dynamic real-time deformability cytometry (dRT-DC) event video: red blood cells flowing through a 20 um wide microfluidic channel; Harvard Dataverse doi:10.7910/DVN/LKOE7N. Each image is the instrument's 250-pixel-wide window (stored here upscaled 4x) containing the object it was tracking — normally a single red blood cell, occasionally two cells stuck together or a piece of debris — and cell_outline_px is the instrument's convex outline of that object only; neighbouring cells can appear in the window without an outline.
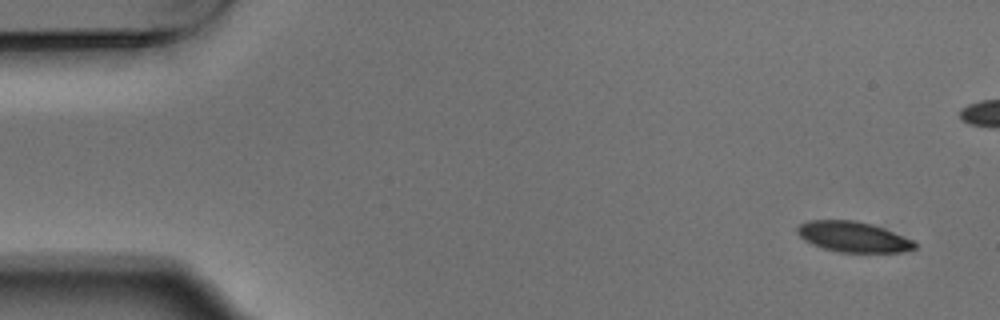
{"species": "Egyptian fruit bat (a non-hibernating species)", "species_latin": "Rousettus aegyptiacus", "temperature_condition": "warm", "stored_images_in_passage": 5, "camera_frame_rate_fps": 3000, "um_per_image_px": 0.085, "animal": {"sex": "male"}, "frame": {"image": 1, "passage_image": 1, "time_ms": 0.0, "image_size_px": [1000, 320], "cell_outline_px": [[916, 248], [904, 252], [840, 252], [824, 248], [812, 244], [804, 240], [796, 232], [796, 228], [800, 224], [808, 220], [856, 220], [872, 224], [884, 228], [912, 240], [916, 244]], "centroid_in_image_um": [72.5, 20.12], "position_along_channel_um": 12.5, "area_um2": 20.81}}